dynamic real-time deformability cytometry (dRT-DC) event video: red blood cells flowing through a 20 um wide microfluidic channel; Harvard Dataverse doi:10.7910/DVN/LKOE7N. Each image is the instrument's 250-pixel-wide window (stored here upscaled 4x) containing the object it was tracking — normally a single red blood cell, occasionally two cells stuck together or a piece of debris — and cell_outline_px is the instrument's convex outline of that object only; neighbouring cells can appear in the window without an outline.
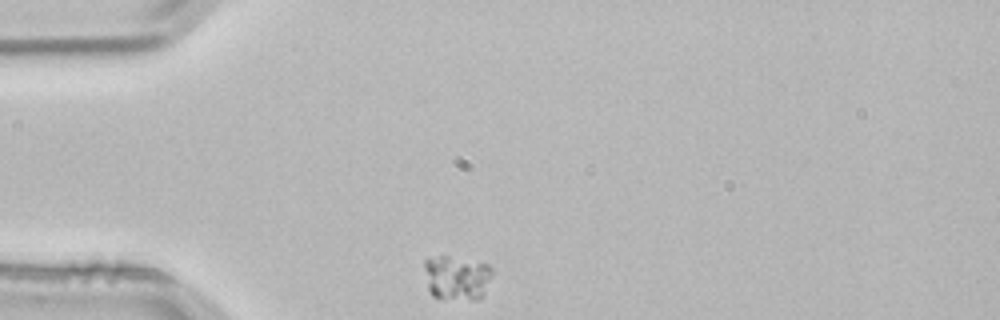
{"species": "common noctule bat (a hibernating species)", "species_latin": "Nyctalus noctula", "temperature_condition": "room temperature", "stored_images_in_passage": 1, "camera_frame_rate_fps": 3000, "um_per_image_px": 0.085, "animal": {"sex": "male", "body_mass_g": 21.5, "forearm_length_mm": 52.0}, "frame": {"image": 1, "passage_image": 1, "time_ms": 0.0, "image_size_px": [1000, 320], "cell_outline_px": [[492, 276], [480, 300], [472, 300], [432, 296], [428, 292], [424, 268], [424, 260], [440, 256], [448, 256], [488, 264], [492, 268]], "centroid_in_image_um": [38.82, 23.61], "position_along_channel_um": 46.2, "area_um2": 17.57}}